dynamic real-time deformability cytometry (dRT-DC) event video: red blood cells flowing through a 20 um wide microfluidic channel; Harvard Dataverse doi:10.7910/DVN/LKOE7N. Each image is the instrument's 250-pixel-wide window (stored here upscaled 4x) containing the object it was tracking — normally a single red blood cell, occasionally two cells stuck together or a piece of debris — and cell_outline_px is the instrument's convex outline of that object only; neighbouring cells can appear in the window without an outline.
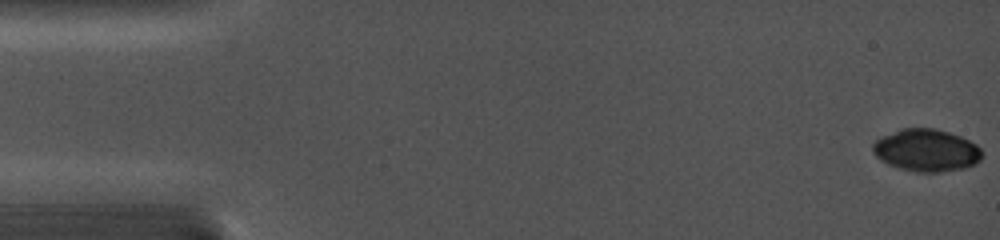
{"species": "common noctule bat (a hibernating species)", "species_latin": "Nyctalus noctula", "temperature_condition": "cold", "stored_images_in_passage": 25, "camera_frame_rate_fps": 5000, "um_per_image_px": 0.085, "animal": {"sex": "female", "body_mass_g": 19.0, "forearm_length_mm": 56.7}, "frame": {"image": 1, "passage_image": 1, "time_ms": 0.0, "image_size_px": [1000, 240], "cell_outline_px": [[980, 160], [964, 168], [936, 172], [916, 172], [900, 168], [888, 164], [880, 160], [872, 152], [872, 144], [876, 140], [900, 128], [932, 128], [948, 132], [960, 136], [976, 144], [980, 148]], "centroid_in_image_um": [78.7, 12.77], "position_along_channel_um": 6.3, "area_um2": 26.65}}
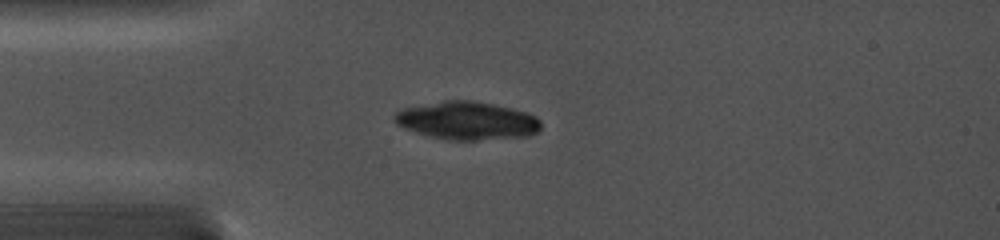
{"frame": {"image": 2, "passage_image": 22, "time_ms": 4.2, "image_size_px": [1000, 240], "cell_outline_px": [[540, 128], [536, 132], [528, 136], [476, 140], [452, 140], [428, 136], [404, 128], [396, 124], [392, 120], [392, 116], [396, 112], [404, 108], [444, 100], [476, 100], [512, 108], [536, 116], [540, 120]], "centroid_in_image_um": [39.67, 10.25], "position_along_channel_um": 45.3, "area_um2": 32.54}}